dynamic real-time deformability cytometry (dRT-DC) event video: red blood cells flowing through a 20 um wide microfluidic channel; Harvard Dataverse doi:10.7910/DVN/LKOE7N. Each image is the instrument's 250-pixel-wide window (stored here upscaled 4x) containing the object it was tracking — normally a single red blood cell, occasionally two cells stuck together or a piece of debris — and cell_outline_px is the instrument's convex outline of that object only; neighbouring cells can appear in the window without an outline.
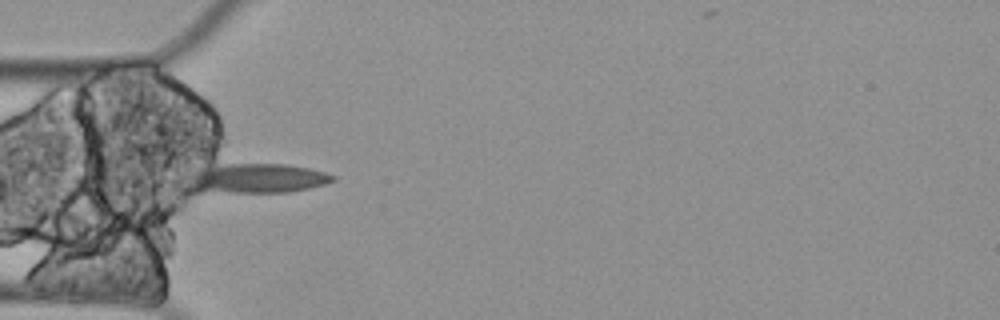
{"species": "Egyptian fruit bat (a non-hibernating species)", "species_latin": "Rousettus aegyptiacus", "temperature_condition": "cold", "stored_images_in_passage": 6, "camera_frame_rate_fps": 3000, "um_per_image_px": 0.085, "animal": {"sex": "female"}, "frame": {"image": 1, "passage_image": 5, "time_ms": 1.333, "image_size_px": [1000, 320], "cell_outline_px": [[336, 180], [324, 184], [308, 188], [288, 192], [196, 192], [188, 180], [188, 176], [204, 168], [224, 164], [288, 164], [308, 168], [324, 172], [336, 176]], "centroid_in_image_um": [21.87, 15.16], "position_along_channel_um": 63.1, "area_um2": 24.68}}
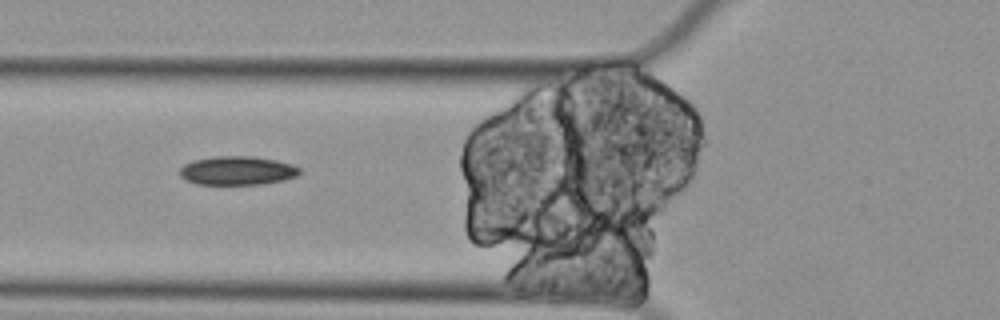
{"frame": {"image": 2, "passage_image": 6, "time_ms": 1.667, "image_size_px": [1000, 320], "cell_outline_px": [[300, 172], [296, 176], [284, 180], [260, 184], [200, 184], [188, 180], [180, 176], [180, 168], [184, 164], [192, 160], [216, 156], [252, 156], [276, 160], [292, 164], [300, 168]], "centroid_in_image_um": [20.18, 14.49], "position_along_channel_um": 105.6, "area_um2": 20.0}}